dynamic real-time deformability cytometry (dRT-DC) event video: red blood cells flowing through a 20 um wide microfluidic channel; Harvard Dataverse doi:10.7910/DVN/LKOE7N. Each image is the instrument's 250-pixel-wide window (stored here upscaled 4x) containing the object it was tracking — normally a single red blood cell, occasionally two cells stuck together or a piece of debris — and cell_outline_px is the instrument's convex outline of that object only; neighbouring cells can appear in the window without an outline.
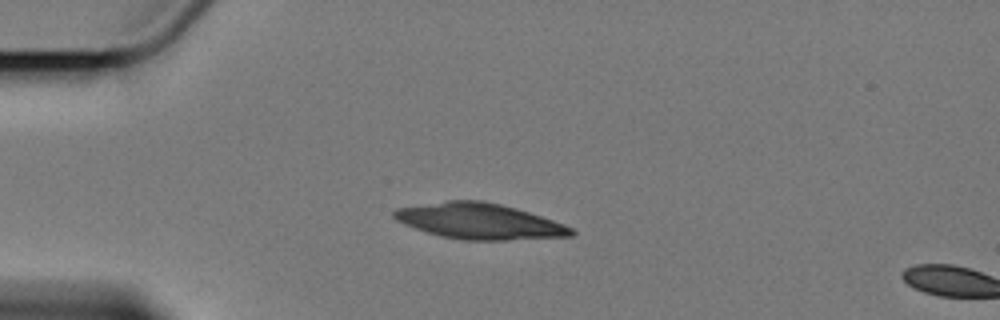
{"species": "Egyptian fruit bat (a non-hibernating species)", "species_latin": "Rousettus aegyptiacus", "temperature_condition": "cold", "stored_images_in_passage": 2, "camera_frame_rate_fps": 3000, "um_per_image_px": 0.085, "animal": {"sex": "female"}, "frame": {"image": 1, "passage_image": 1, "time_ms": 0.0, "image_size_px": [1000, 320], "cell_outline_px": [[576, 232], [572, 236], [508, 240], [460, 240], [440, 236], [404, 224], [396, 220], [392, 216], [392, 212], [396, 208], [448, 200], [480, 200], [500, 204], [516, 208], [564, 224], [572, 228]], "centroid_in_image_um": [40.73, 18.8], "position_along_channel_um": 44.3, "area_um2": 36.82}}